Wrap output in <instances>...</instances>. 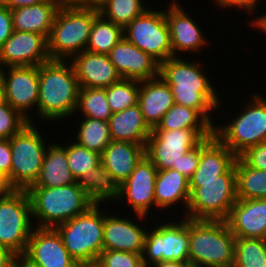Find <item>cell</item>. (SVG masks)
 Returning a JSON list of instances; mask_svg holds the SVG:
<instances>
[{
  "label": "cell",
  "instance_id": "1",
  "mask_svg": "<svg viewBox=\"0 0 266 267\" xmlns=\"http://www.w3.org/2000/svg\"><path fill=\"white\" fill-rule=\"evenodd\" d=\"M181 58L173 56L161 62L159 75L171 88L176 104L196 109L214 127L211 111L221 102L215 86L200 62Z\"/></svg>",
  "mask_w": 266,
  "mask_h": 267
},
{
  "label": "cell",
  "instance_id": "2",
  "mask_svg": "<svg viewBox=\"0 0 266 267\" xmlns=\"http://www.w3.org/2000/svg\"><path fill=\"white\" fill-rule=\"evenodd\" d=\"M66 61L50 59L39 65L36 113L43 121H61L76 111L80 87L72 63Z\"/></svg>",
  "mask_w": 266,
  "mask_h": 267
},
{
  "label": "cell",
  "instance_id": "3",
  "mask_svg": "<svg viewBox=\"0 0 266 267\" xmlns=\"http://www.w3.org/2000/svg\"><path fill=\"white\" fill-rule=\"evenodd\" d=\"M32 219L37 227L55 228L57 225L85 213L94 203L76 183L66 186L29 187Z\"/></svg>",
  "mask_w": 266,
  "mask_h": 267
},
{
  "label": "cell",
  "instance_id": "4",
  "mask_svg": "<svg viewBox=\"0 0 266 267\" xmlns=\"http://www.w3.org/2000/svg\"><path fill=\"white\" fill-rule=\"evenodd\" d=\"M235 236L223 220L189 218L190 267H233Z\"/></svg>",
  "mask_w": 266,
  "mask_h": 267
},
{
  "label": "cell",
  "instance_id": "5",
  "mask_svg": "<svg viewBox=\"0 0 266 267\" xmlns=\"http://www.w3.org/2000/svg\"><path fill=\"white\" fill-rule=\"evenodd\" d=\"M98 11L79 6L60 7L47 38L50 59L67 60L86 50Z\"/></svg>",
  "mask_w": 266,
  "mask_h": 267
},
{
  "label": "cell",
  "instance_id": "6",
  "mask_svg": "<svg viewBox=\"0 0 266 267\" xmlns=\"http://www.w3.org/2000/svg\"><path fill=\"white\" fill-rule=\"evenodd\" d=\"M100 206L94 204L85 213L55 227L71 257L88 266L97 262L103 250L104 215L109 210Z\"/></svg>",
  "mask_w": 266,
  "mask_h": 267
},
{
  "label": "cell",
  "instance_id": "7",
  "mask_svg": "<svg viewBox=\"0 0 266 267\" xmlns=\"http://www.w3.org/2000/svg\"><path fill=\"white\" fill-rule=\"evenodd\" d=\"M189 189L185 218L225 221L238 200L235 164L221 175V180L189 181Z\"/></svg>",
  "mask_w": 266,
  "mask_h": 267
},
{
  "label": "cell",
  "instance_id": "8",
  "mask_svg": "<svg viewBox=\"0 0 266 267\" xmlns=\"http://www.w3.org/2000/svg\"><path fill=\"white\" fill-rule=\"evenodd\" d=\"M230 122L224 125H214V136L237 157L247 148L266 141V98L262 94L251 95Z\"/></svg>",
  "mask_w": 266,
  "mask_h": 267
},
{
  "label": "cell",
  "instance_id": "9",
  "mask_svg": "<svg viewBox=\"0 0 266 267\" xmlns=\"http://www.w3.org/2000/svg\"><path fill=\"white\" fill-rule=\"evenodd\" d=\"M34 123H27L10 138L11 171L10 187L27 190L37 180L43 164V158L49 144L37 130Z\"/></svg>",
  "mask_w": 266,
  "mask_h": 267
},
{
  "label": "cell",
  "instance_id": "10",
  "mask_svg": "<svg viewBox=\"0 0 266 267\" xmlns=\"http://www.w3.org/2000/svg\"><path fill=\"white\" fill-rule=\"evenodd\" d=\"M31 219V202L26 190L12 189L0 195V245L23 256L33 230Z\"/></svg>",
  "mask_w": 266,
  "mask_h": 267
},
{
  "label": "cell",
  "instance_id": "11",
  "mask_svg": "<svg viewBox=\"0 0 266 267\" xmlns=\"http://www.w3.org/2000/svg\"><path fill=\"white\" fill-rule=\"evenodd\" d=\"M212 135L213 129L152 130L145 145V156L158 171L178 168L182 155Z\"/></svg>",
  "mask_w": 266,
  "mask_h": 267
},
{
  "label": "cell",
  "instance_id": "12",
  "mask_svg": "<svg viewBox=\"0 0 266 267\" xmlns=\"http://www.w3.org/2000/svg\"><path fill=\"white\" fill-rule=\"evenodd\" d=\"M179 221L158 224L150 233L147 230L142 254L143 267L168 260L189 264V218Z\"/></svg>",
  "mask_w": 266,
  "mask_h": 267
},
{
  "label": "cell",
  "instance_id": "13",
  "mask_svg": "<svg viewBox=\"0 0 266 267\" xmlns=\"http://www.w3.org/2000/svg\"><path fill=\"white\" fill-rule=\"evenodd\" d=\"M147 8L123 29L124 37L159 63L173 57L170 29L163 10Z\"/></svg>",
  "mask_w": 266,
  "mask_h": 267
},
{
  "label": "cell",
  "instance_id": "14",
  "mask_svg": "<svg viewBox=\"0 0 266 267\" xmlns=\"http://www.w3.org/2000/svg\"><path fill=\"white\" fill-rule=\"evenodd\" d=\"M2 69L4 101L9 103L29 122L34 123L28 111H37L39 99V66H18ZM7 72V73H6ZM7 74V75H6ZM29 115V116H28Z\"/></svg>",
  "mask_w": 266,
  "mask_h": 267
},
{
  "label": "cell",
  "instance_id": "15",
  "mask_svg": "<svg viewBox=\"0 0 266 267\" xmlns=\"http://www.w3.org/2000/svg\"><path fill=\"white\" fill-rule=\"evenodd\" d=\"M157 173L154 164L144 156L119 187L117 202H123V199L127 198L125 201L130 203L129 206L134 209L133 212L141 222L155 206L154 188Z\"/></svg>",
  "mask_w": 266,
  "mask_h": 267
},
{
  "label": "cell",
  "instance_id": "16",
  "mask_svg": "<svg viewBox=\"0 0 266 267\" xmlns=\"http://www.w3.org/2000/svg\"><path fill=\"white\" fill-rule=\"evenodd\" d=\"M49 60L47 38L38 33L14 30L0 47V64L3 68L39 66Z\"/></svg>",
  "mask_w": 266,
  "mask_h": 267
},
{
  "label": "cell",
  "instance_id": "17",
  "mask_svg": "<svg viewBox=\"0 0 266 267\" xmlns=\"http://www.w3.org/2000/svg\"><path fill=\"white\" fill-rule=\"evenodd\" d=\"M23 257L37 267H71L76 262L55 228L35 226Z\"/></svg>",
  "mask_w": 266,
  "mask_h": 267
},
{
  "label": "cell",
  "instance_id": "18",
  "mask_svg": "<svg viewBox=\"0 0 266 267\" xmlns=\"http://www.w3.org/2000/svg\"><path fill=\"white\" fill-rule=\"evenodd\" d=\"M108 56L123 79L144 81L159 76L160 63L124 36L110 50Z\"/></svg>",
  "mask_w": 266,
  "mask_h": 267
},
{
  "label": "cell",
  "instance_id": "19",
  "mask_svg": "<svg viewBox=\"0 0 266 267\" xmlns=\"http://www.w3.org/2000/svg\"><path fill=\"white\" fill-rule=\"evenodd\" d=\"M165 16L170 29L173 56H180L177 54L187 51L198 52L204 46H208L202 29L176 0L169 4Z\"/></svg>",
  "mask_w": 266,
  "mask_h": 267
},
{
  "label": "cell",
  "instance_id": "20",
  "mask_svg": "<svg viewBox=\"0 0 266 267\" xmlns=\"http://www.w3.org/2000/svg\"><path fill=\"white\" fill-rule=\"evenodd\" d=\"M225 221L235 238L266 239V198L238 199Z\"/></svg>",
  "mask_w": 266,
  "mask_h": 267
},
{
  "label": "cell",
  "instance_id": "21",
  "mask_svg": "<svg viewBox=\"0 0 266 267\" xmlns=\"http://www.w3.org/2000/svg\"><path fill=\"white\" fill-rule=\"evenodd\" d=\"M70 60L80 88H106L121 79L108 55L84 50Z\"/></svg>",
  "mask_w": 266,
  "mask_h": 267
},
{
  "label": "cell",
  "instance_id": "22",
  "mask_svg": "<svg viewBox=\"0 0 266 267\" xmlns=\"http://www.w3.org/2000/svg\"><path fill=\"white\" fill-rule=\"evenodd\" d=\"M131 219L112 214L104 215L103 250L143 254L146 229Z\"/></svg>",
  "mask_w": 266,
  "mask_h": 267
},
{
  "label": "cell",
  "instance_id": "23",
  "mask_svg": "<svg viewBox=\"0 0 266 267\" xmlns=\"http://www.w3.org/2000/svg\"><path fill=\"white\" fill-rule=\"evenodd\" d=\"M138 104L145 122L153 129L175 104V99L171 88L159 75L152 79L140 81Z\"/></svg>",
  "mask_w": 266,
  "mask_h": 267
},
{
  "label": "cell",
  "instance_id": "24",
  "mask_svg": "<svg viewBox=\"0 0 266 267\" xmlns=\"http://www.w3.org/2000/svg\"><path fill=\"white\" fill-rule=\"evenodd\" d=\"M237 156L223 145L214 134L201 141L199 165L189 181L221 180L234 164Z\"/></svg>",
  "mask_w": 266,
  "mask_h": 267
},
{
  "label": "cell",
  "instance_id": "25",
  "mask_svg": "<svg viewBox=\"0 0 266 267\" xmlns=\"http://www.w3.org/2000/svg\"><path fill=\"white\" fill-rule=\"evenodd\" d=\"M144 156L145 145L112 140L100 155V162L121 185Z\"/></svg>",
  "mask_w": 266,
  "mask_h": 267
},
{
  "label": "cell",
  "instance_id": "26",
  "mask_svg": "<svg viewBox=\"0 0 266 267\" xmlns=\"http://www.w3.org/2000/svg\"><path fill=\"white\" fill-rule=\"evenodd\" d=\"M111 139L146 145L152 129L143 118L139 104L113 113L108 120Z\"/></svg>",
  "mask_w": 266,
  "mask_h": 267
},
{
  "label": "cell",
  "instance_id": "27",
  "mask_svg": "<svg viewBox=\"0 0 266 267\" xmlns=\"http://www.w3.org/2000/svg\"><path fill=\"white\" fill-rule=\"evenodd\" d=\"M76 183L67 159V151L61 144L48 145L39 176L30 187H58Z\"/></svg>",
  "mask_w": 266,
  "mask_h": 267
},
{
  "label": "cell",
  "instance_id": "28",
  "mask_svg": "<svg viewBox=\"0 0 266 267\" xmlns=\"http://www.w3.org/2000/svg\"><path fill=\"white\" fill-rule=\"evenodd\" d=\"M155 206L167 209L182 202L188 208L189 179L174 169L158 171L154 188Z\"/></svg>",
  "mask_w": 266,
  "mask_h": 267
},
{
  "label": "cell",
  "instance_id": "29",
  "mask_svg": "<svg viewBox=\"0 0 266 267\" xmlns=\"http://www.w3.org/2000/svg\"><path fill=\"white\" fill-rule=\"evenodd\" d=\"M59 8L54 2H44L13 9V29L38 33L48 38Z\"/></svg>",
  "mask_w": 266,
  "mask_h": 267
},
{
  "label": "cell",
  "instance_id": "30",
  "mask_svg": "<svg viewBox=\"0 0 266 267\" xmlns=\"http://www.w3.org/2000/svg\"><path fill=\"white\" fill-rule=\"evenodd\" d=\"M76 182L94 204L116 201L119 198L120 185L101 162L81 175Z\"/></svg>",
  "mask_w": 266,
  "mask_h": 267
},
{
  "label": "cell",
  "instance_id": "31",
  "mask_svg": "<svg viewBox=\"0 0 266 267\" xmlns=\"http://www.w3.org/2000/svg\"><path fill=\"white\" fill-rule=\"evenodd\" d=\"M235 171L237 199L266 198V170L249 167L237 157Z\"/></svg>",
  "mask_w": 266,
  "mask_h": 267
},
{
  "label": "cell",
  "instance_id": "32",
  "mask_svg": "<svg viewBox=\"0 0 266 267\" xmlns=\"http://www.w3.org/2000/svg\"><path fill=\"white\" fill-rule=\"evenodd\" d=\"M123 36L121 26L114 24L99 13L94 18L86 51L108 55Z\"/></svg>",
  "mask_w": 266,
  "mask_h": 267
},
{
  "label": "cell",
  "instance_id": "33",
  "mask_svg": "<svg viewBox=\"0 0 266 267\" xmlns=\"http://www.w3.org/2000/svg\"><path fill=\"white\" fill-rule=\"evenodd\" d=\"M213 129V126L196 110L174 104L152 130Z\"/></svg>",
  "mask_w": 266,
  "mask_h": 267
},
{
  "label": "cell",
  "instance_id": "34",
  "mask_svg": "<svg viewBox=\"0 0 266 267\" xmlns=\"http://www.w3.org/2000/svg\"><path fill=\"white\" fill-rule=\"evenodd\" d=\"M78 128L75 142L100 155L112 141L108 121L84 117Z\"/></svg>",
  "mask_w": 266,
  "mask_h": 267
},
{
  "label": "cell",
  "instance_id": "35",
  "mask_svg": "<svg viewBox=\"0 0 266 267\" xmlns=\"http://www.w3.org/2000/svg\"><path fill=\"white\" fill-rule=\"evenodd\" d=\"M76 113L83 117L108 121L113 114L108 105L105 88H80Z\"/></svg>",
  "mask_w": 266,
  "mask_h": 267
},
{
  "label": "cell",
  "instance_id": "36",
  "mask_svg": "<svg viewBox=\"0 0 266 267\" xmlns=\"http://www.w3.org/2000/svg\"><path fill=\"white\" fill-rule=\"evenodd\" d=\"M233 267H266V239L235 238Z\"/></svg>",
  "mask_w": 266,
  "mask_h": 267
},
{
  "label": "cell",
  "instance_id": "37",
  "mask_svg": "<svg viewBox=\"0 0 266 267\" xmlns=\"http://www.w3.org/2000/svg\"><path fill=\"white\" fill-rule=\"evenodd\" d=\"M105 89L112 113L120 112L138 104L140 81L121 78Z\"/></svg>",
  "mask_w": 266,
  "mask_h": 267
},
{
  "label": "cell",
  "instance_id": "38",
  "mask_svg": "<svg viewBox=\"0 0 266 267\" xmlns=\"http://www.w3.org/2000/svg\"><path fill=\"white\" fill-rule=\"evenodd\" d=\"M145 6L142 0H109L99 13L124 29L148 8Z\"/></svg>",
  "mask_w": 266,
  "mask_h": 267
},
{
  "label": "cell",
  "instance_id": "39",
  "mask_svg": "<svg viewBox=\"0 0 266 267\" xmlns=\"http://www.w3.org/2000/svg\"><path fill=\"white\" fill-rule=\"evenodd\" d=\"M63 147L67 151L69 169L77 181L81 175L100 163V154L80 146L75 141Z\"/></svg>",
  "mask_w": 266,
  "mask_h": 267
},
{
  "label": "cell",
  "instance_id": "40",
  "mask_svg": "<svg viewBox=\"0 0 266 267\" xmlns=\"http://www.w3.org/2000/svg\"><path fill=\"white\" fill-rule=\"evenodd\" d=\"M29 121L24 118L9 103H0V139H10L18 133Z\"/></svg>",
  "mask_w": 266,
  "mask_h": 267
},
{
  "label": "cell",
  "instance_id": "41",
  "mask_svg": "<svg viewBox=\"0 0 266 267\" xmlns=\"http://www.w3.org/2000/svg\"><path fill=\"white\" fill-rule=\"evenodd\" d=\"M96 263L100 267H143L141 254L116 250H102Z\"/></svg>",
  "mask_w": 266,
  "mask_h": 267
},
{
  "label": "cell",
  "instance_id": "42",
  "mask_svg": "<svg viewBox=\"0 0 266 267\" xmlns=\"http://www.w3.org/2000/svg\"><path fill=\"white\" fill-rule=\"evenodd\" d=\"M238 157L249 167L266 170V141L247 148Z\"/></svg>",
  "mask_w": 266,
  "mask_h": 267
},
{
  "label": "cell",
  "instance_id": "43",
  "mask_svg": "<svg viewBox=\"0 0 266 267\" xmlns=\"http://www.w3.org/2000/svg\"><path fill=\"white\" fill-rule=\"evenodd\" d=\"M201 157V142L187 153L182 155L178 162V168H171L177 170L179 173L190 179L195 173Z\"/></svg>",
  "mask_w": 266,
  "mask_h": 267
},
{
  "label": "cell",
  "instance_id": "44",
  "mask_svg": "<svg viewBox=\"0 0 266 267\" xmlns=\"http://www.w3.org/2000/svg\"><path fill=\"white\" fill-rule=\"evenodd\" d=\"M11 162L12 155L10 139H0V173L6 177L9 186Z\"/></svg>",
  "mask_w": 266,
  "mask_h": 267
},
{
  "label": "cell",
  "instance_id": "45",
  "mask_svg": "<svg viewBox=\"0 0 266 267\" xmlns=\"http://www.w3.org/2000/svg\"><path fill=\"white\" fill-rule=\"evenodd\" d=\"M12 13L8 7L0 6V47L13 34Z\"/></svg>",
  "mask_w": 266,
  "mask_h": 267
},
{
  "label": "cell",
  "instance_id": "46",
  "mask_svg": "<svg viewBox=\"0 0 266 267\" xmlns=\"http://www.w3.org/2000/svg\"><path fill=\"white\" fill-rule=\"evenodd\" d=\"M215 1L218 7H223L222 9H229L230 7H236L239 9H244L248 14H253L256 11V5H259L258 2L261 0H213Z\"/></svg>",
  "mask_w": 266,
  "mask_h": 267
},
{
  "label": "cell",
  "instance_id": "47",
  "mask_svg": "<svg viewBox=\"0 0 266 267\" xmlns=\"http://www.w3.org/2000/svg\"><path fill=\"white\" fill-rule=\"evenodd\" d=\"M17 255L0 245V267H14Z\"/></svg>",
  "mask_w": 266,
  "mask_h": 267
},
{
  "label": "cell",
  "instance_id": "48",
  "mask_svg": "<svg viewBox=\"0 0 266 267\" xmlns=\"http://www.w3.org/2000/svg\"><path fill=\"white\" fill-rule=\"evenodd\" d=\"M44 2H52V1L51 0H6L4 6L8 7L10 10H13L19 7H27Z\"/></svg>",
  "mask_w": 266,
  "mask_h": 267
},
{
  "label": "cell",
  "instance_id": "49",
  "mask_svg": "<svg viewBox=\"0 0 266 267\" xmlns=\"http://www.w3.org/2000/svg\"><path fill=\"white\" fill-rule=\"evenodd\" d=\"M109 0H81L80 7L100 12Z\"/></svg>",
  "mask_w": 266,
  "mask_h": 267
},
{
  "label": "cell",
  "instance_id": "50",
  "mask_svg": "<svg viewBox=\"0 0 266 267\" xmlns=\"http://www.w3.org/2000/svg\"><path fill=\"white\" fill-rule=\"evenodd\" d=\"M250 26L259 29L261 32L266 34V12L260 16L253 17L252 21L249 22Z\"/></svg>",
  "mask_w": 266,
  "mask_h": 267
},
{
  "label": "cell",
  "instance_id": "51",
  "mask_svg": "<svg viewBox=\"0 0 266 267\" xmlns=\"http://www.w3.org/2000/svg\"><path fill=\"white\" fill-rule=\"evenodd\" d=\"M150 267H190V265L179 261L168 260V261L157 262L151 265Z\"/></svg>",
  "mask_w": 266,
  "mask_h": 267
},
{
  "label": "cell",
  "instance_id": "52",
  "mask_svg": "<svg viewBox=\"0 0 266 267\" xmlns=\"http://www.w3.org/2000/svg\"><path fill=\"white\" fill-rule=\"evenodd\" d=\"M55 4H57L59 7H72V6H79L81 0H51Z\"/></svg>",
  "mask_w": 266,
  "mask_h": 267
},
{
  "label": "cell",
  "instance_id": "53",
  "mask_svg": "<svg viewBox=\"0 0 266 267\" xmlns=\"http://www.w3.org/2000/svg\"><path fill=\"white\" fill-rule=\"evenodd\" d=\"M12 188L9 186L6 177L0 173V195L9 193Z\"/></svg>",
  "mask_w": 266,
  "mask_h": 267
},
{
  "label": "cell",
  "instance_id": "54",
  "mask_svg": "<svg viewBox=\"0 0 266 267\" xmlns=\"http://www.w3.org/2000/svg\"><path fill=\"white\" fill-rule=\"evenodd\" d=\"M14 267H37L27 261L23 256H17Z\"/></svg>",
  "mask_w": 266,
  "mask_h": 267
},
{
  "label": "cell",
  "instance_id": "55",
  "mask_svg": "<svg viewBox=\"0 0 266 267\" xmlns=\"http://www.w3.org/2000/svg\"><path fill=\"white\" fill-rule=\"evenodd\" d=\"M4 100V94H3V84L2 81L0 82V103Z\"/></svg>",
  "mask_w": 266,
  "mask_h": 267
},
{
  "label": "cell",
  "instance_id": "56",
  "mask_svg": "<svg viewBox=\"0 0 266 267\" xmlns=\"http://www.w3.org/2000/svg\"><path fill=\"white\" fill-rule=\"evenodd\" d=\"M71 267H89V266L80 262H75Z\"/></svg>",
  "mask_w": 266,
  "mask_h": 267
},
{
  "label": "cell",
  "instance_id": "57",
  "mask_svg": "<svg viewBox=\"0 0 266 267\" xmlns=\"http://www.w3.org/2000/svg\"><path fill=\"white\" fill-rule=\"evenodd\" d=\"M2 69H3V67H2V65L0 64V82H1V80H2Z\"/></svg>",
  "mask_w": 266,
  "mask_h": 267
},
{
  "label": "cell",
  "instance_id": "58",
  "mask_svg": "<svg viewBox=\"0 0 266 267\" xmlns=\"http://www.w3.org/2000/svg\"><path fill=\"white\" fill-rule=\"evenodd\" d=\"M5 3H6V0H0V6H4Z\"/></svg>",
  "mask_w": 266,
  "mask_h": 267
},
{
  "label": "cell",
  "instance_id": "59",
  "mask_svg": "<svg viewBox=\"0 0 266 267\" xmlns=\"http://www.w3.org/2000/svg\"><path fill=\"white\" fill-rule=\"evenodd\" d=\"M89 267H100L97 263L90 265Z\"/></svg>",
  "mask_w": 266,
  "mask_h": 267
}]
</instances>
